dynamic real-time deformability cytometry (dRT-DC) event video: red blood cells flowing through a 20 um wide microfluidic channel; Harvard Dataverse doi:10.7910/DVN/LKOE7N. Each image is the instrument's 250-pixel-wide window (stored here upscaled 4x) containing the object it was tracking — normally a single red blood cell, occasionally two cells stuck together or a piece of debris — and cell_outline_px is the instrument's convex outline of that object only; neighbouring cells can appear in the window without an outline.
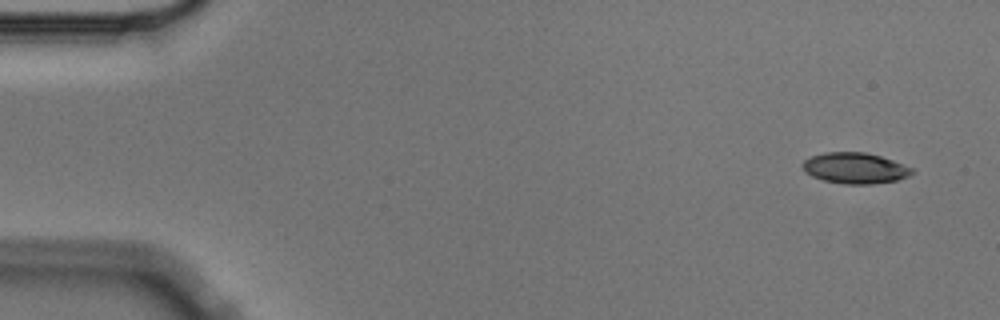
{"species": "Egyptian fruit bat (a non-hibernating species)", "species_latin": "Rousettus aegyptiacus", "temperature_condition": "cold", "stored_images_in_passage": 4, "camera_frame_rate_fps": 3000, "um_per_image_px": 0.085, "animal": {"sex": "male"}, "frame": {"image": 1, "passage_image": 1, "time_ms": 0.0, "image_size_px": [1000, 320], "cell_outline_px": [[912, 172], [908, 176], [896, 180], [872, 184], [844, 184], [824, 180], [812, 176], [804, 172], [800, 164], [804, 160], [812, 156], [824, 152], [864, 152], [880, 156], [892, 160], [912, 168]], "centroid_in_image_um": [72.62, 14.29], "position_along_channel_um": 12.4, "area_um2": 19.59}}
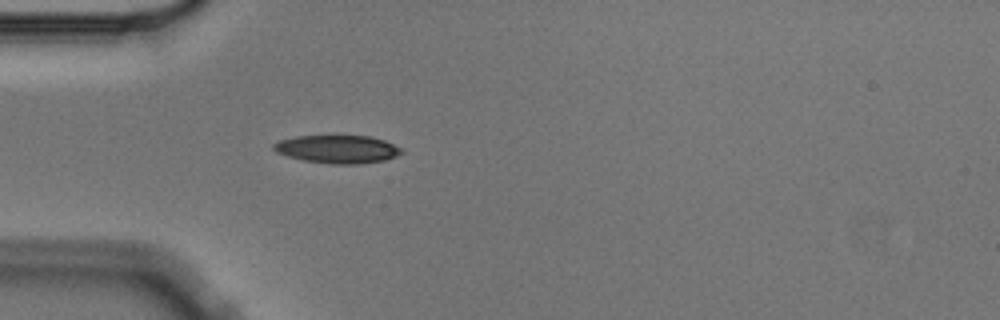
{"frame": {"image": 2, "passage_image": 4, "time_ms": 1.0, "image_size_px": [1000, 320], "cell_outline_px": [[404, 152], [396, 156], [384, 160], [360, 164], [328, 164], [304, 160], [288, 156], [276, 152], [272, 148], [272, 144], [280, 140], [296, 136], [368, 136], [384, 140], [400, 148]], "centroid_in_image_um": [28.67, 12.68], "position_along_channel_um": 56.3, "area_um2": 20.81}}